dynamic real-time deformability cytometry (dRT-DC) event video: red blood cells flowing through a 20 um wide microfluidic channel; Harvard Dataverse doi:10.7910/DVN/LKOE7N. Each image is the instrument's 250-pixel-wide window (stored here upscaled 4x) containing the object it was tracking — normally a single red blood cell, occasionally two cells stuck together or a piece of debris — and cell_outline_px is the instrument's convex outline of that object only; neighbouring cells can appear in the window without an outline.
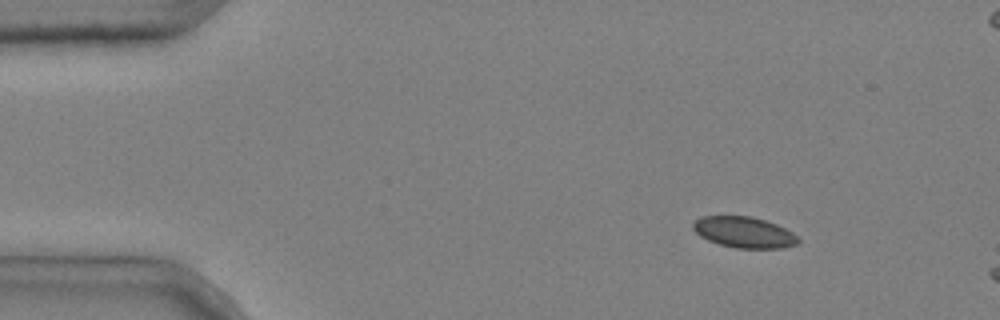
{"species": "common noctule bat (a hibernating species)", "species_latin": "Nyctalus noctula", "temperature_condition": "cold", "stored_images_in_passage": 4, "camera_frame_rate_fps": 3000, "um_per_image_px": 0.085, "animal": {"sex": "male", "body_mass_g": 20.4}, "frame": {"image": 1, "passage_image": 2, "time_ms": 0.333, "image_size_px": [1000, 320], "cell_outline_px": [[800, 240], [796, 244], [784, 248], [736, 248], [720, 244], [708, 240], [700, 236], [692, 228], [692, 224], [700, 216], [752, 216], [776, 224], [792, 232]], "centroid_in_image_um": [63.23, 19.74], "position_along_channel_um": 21.8, "area_um2": 18.9}}